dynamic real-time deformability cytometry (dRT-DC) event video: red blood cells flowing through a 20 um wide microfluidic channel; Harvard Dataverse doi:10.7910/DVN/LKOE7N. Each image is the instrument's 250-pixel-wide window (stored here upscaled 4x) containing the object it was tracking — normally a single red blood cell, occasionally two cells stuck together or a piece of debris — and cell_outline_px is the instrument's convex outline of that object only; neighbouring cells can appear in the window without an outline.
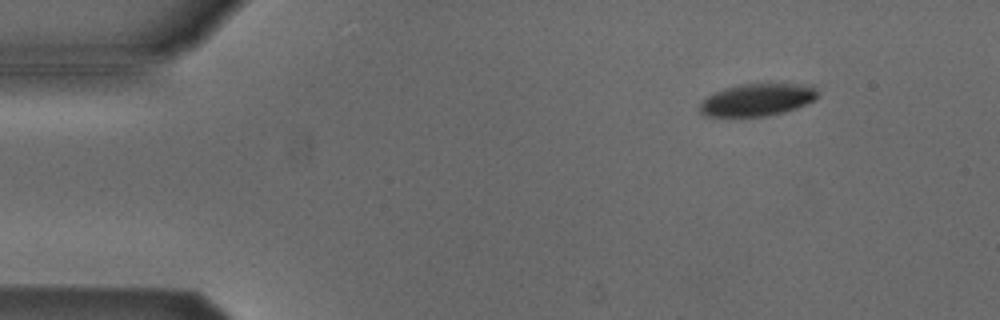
{"species": "Egyptian fruit bat (a non-hibernating species)", "species_latin": "Rousettus aegyptiacus", "temperature_condition": "cold", "stored_images_in_passage": 5, "camera_frame_rate_fps": 3000, "um_per_image_px": 0.085, "animal": {"sex": "male"}, "frame": {"image": 1, "passage_image": 2, "time_ms": 1.0, "image_size_px": [1000, 320], "cell_outline_px": [[820, 92], [816, 100], [796, 108], [784, 112], [764, 116], [704, 116], [700, 112], [700, 104], [708, 96], [724, 88], [740, 84], [768, 80], [772, 80], [812, 84]], "centroid_in_image_um": [64.49, 8.4], "position_along_channel_um": 20.5, "area_um2": 23.35}}